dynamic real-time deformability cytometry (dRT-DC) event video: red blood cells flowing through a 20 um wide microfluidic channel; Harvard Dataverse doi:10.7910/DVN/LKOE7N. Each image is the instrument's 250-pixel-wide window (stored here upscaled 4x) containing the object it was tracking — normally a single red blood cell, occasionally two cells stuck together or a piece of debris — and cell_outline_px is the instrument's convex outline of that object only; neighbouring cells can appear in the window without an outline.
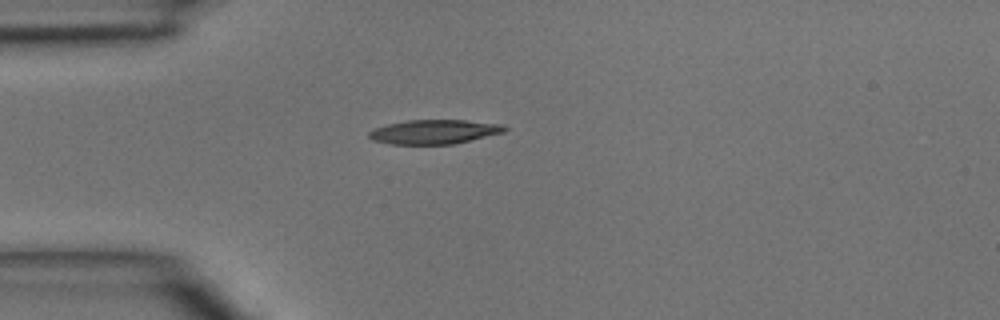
{"species": "common noctule bat (a hibernating species)", "species_latin": "Nyctalus noctula", "temperature_condition": "room temperature", "stored_images_in_passage": 1, "camera_frame_rate_fps": 3000, "um_per_image_px": 0.085, "animal": {"sex": "male", "body_mass_g": 15.6}, "frame": {"image": 1, "passage_image": 1, "time_ms": 0.0, "image_size_px": [1000, 320], "cell_outline_px": [[508, 128], [504, 132], [452, 144], [388, 144], [372, 140], [368, 136], [368, 132], [376, 128], [388, 124], [408, 120], [464, 120], [504, 124]], "centroid_in_image_um": [36.9, 11.2], "position_along_channel_um": 48.1, "area_um2": 19.07}}